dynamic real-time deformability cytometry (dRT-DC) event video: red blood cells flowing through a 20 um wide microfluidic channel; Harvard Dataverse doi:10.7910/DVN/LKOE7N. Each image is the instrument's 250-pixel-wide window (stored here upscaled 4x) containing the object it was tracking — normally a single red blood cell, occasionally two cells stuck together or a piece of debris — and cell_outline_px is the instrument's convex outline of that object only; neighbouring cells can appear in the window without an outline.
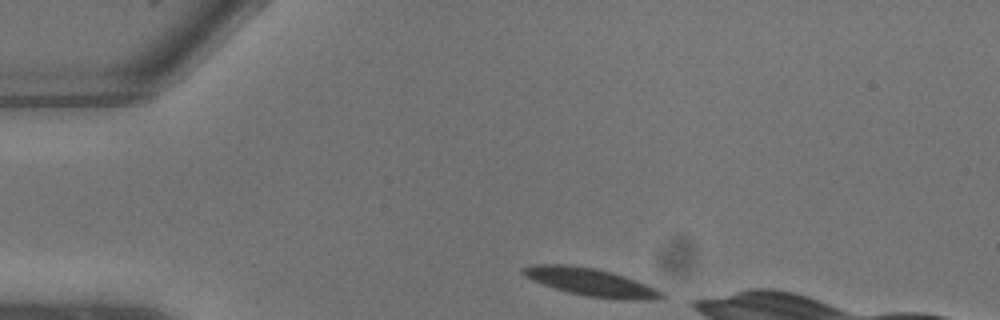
{"species": "common noctule bat (a hibernating species)", "species_latin": "Nyctalus noctula", "temperature_condition": "warm", "stored_images_in_passage": 3, "camera_frame_rate_fps": 3000, "um_per_image_px": 0.085, "animal": {"sex": "male", "body_mass_g": 13.3}, "frame": {"image": 1, "passage_image": 1, "time_ms": 0.0, "image_size_px": [1000, 320], "cell_outline_px": [[664, 296], [648, 300], [624, 300], [588, 296], [568, 292], [532, 280], [524, 276], [520, 272], [524, 268], [532, 264], [572, 264], [596, 268], [612, 272], [624, 276], [656, 288], [664, 292]], "centroid_in_image_um": [50.2, 23.97], "position_along_channel_um": 34.8, "area_um2": 22.31}}